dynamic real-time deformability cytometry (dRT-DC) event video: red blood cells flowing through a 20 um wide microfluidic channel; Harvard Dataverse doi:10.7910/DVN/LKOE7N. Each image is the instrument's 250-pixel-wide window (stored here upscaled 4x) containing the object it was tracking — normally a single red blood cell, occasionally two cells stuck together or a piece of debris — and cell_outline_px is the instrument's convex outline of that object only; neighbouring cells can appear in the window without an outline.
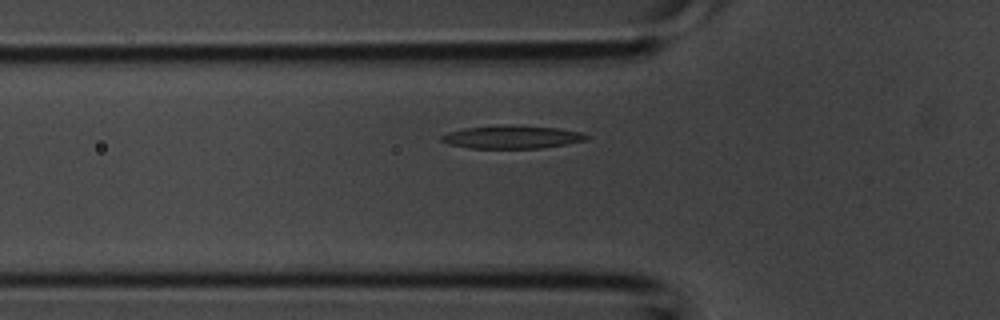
{"species": "common noctule bat (a hibernating species)", "species_latin": "Nyctalus noctula", "temperature_condition": "room temperature", "stored_images_in_passage": 28, "camera_frame_rate_fps": 3000, "um_per_image_px": 0.085, "animal": {"sex": "male", "body_mass_g": 20.1, "forearm_length_mm": 53.5}, "frame": {"image": 1, "passage_image": 7, "time_ms": 2.0, "image_size_px": [1000, 320], "cell_outline_px": [[588, 136], [584, 140], [568, 144], [540, 148], [472, 148], [448, 144], [440, 140], [440, 136], [448, 132], [464, 128], [508, 124], [556, 128], [580, 132]], "centroid_in_image_um": [43.47, 11.64], "position_along_channel_um": 82.3, "area_um2": 19.36}}
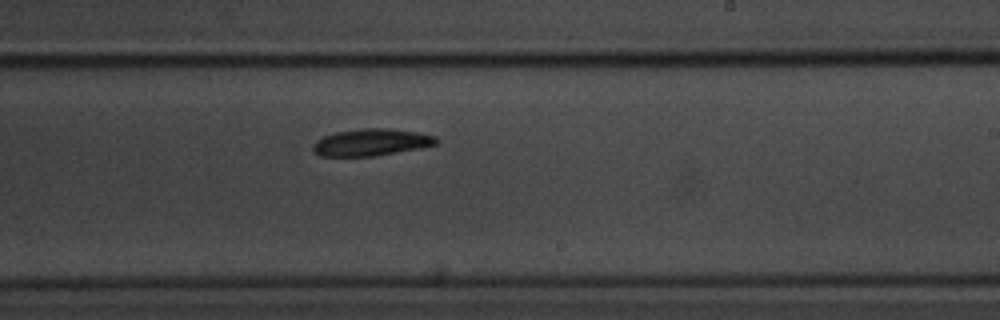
{"frame": {"image": 2, "passage_image": 18, "time_ms": 5.667, "image_size_px": [1000, 320], "cell_outline_px": [[436, 144], [420, 148], [376, 156], [320, 156], [312, 148], [312, 144], [316, 140], [324, 136], [336, 132], [360, 128], [392, 128], [416, 132], [436, 136]], "centroid_in_image_um": [31.54, 12.09], "position_along_channel_um": 257.5, "area_um2": 19.36}}
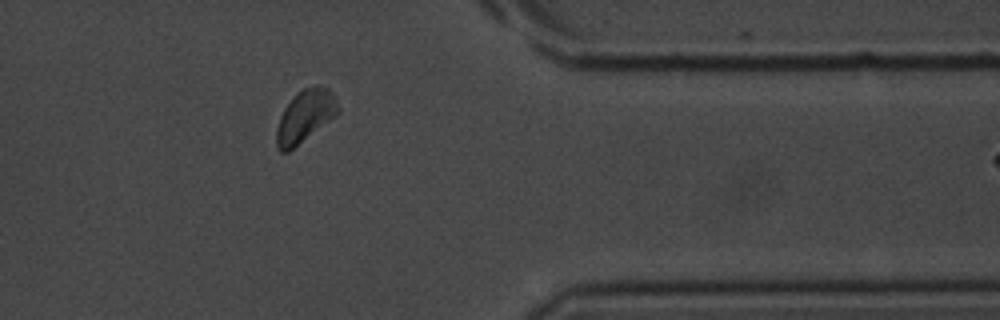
{"frame": {"image": 3, "passage_image": 27, "time_ms": 8.667, "image_size_px": [1000, 320], "cell_outline_px": [[340, 112], [336, 116], [288, 152], [280, 152], [276, 148], [276, 128], [280, 116], [284, 108], [304, 88], [316, 84], [328, 88], [336, 96], [340, 108]], "centroid_in_image_um": [25.96, 9.88], "position_along_channel_um": 385.4, "area_um2": 18.79}}